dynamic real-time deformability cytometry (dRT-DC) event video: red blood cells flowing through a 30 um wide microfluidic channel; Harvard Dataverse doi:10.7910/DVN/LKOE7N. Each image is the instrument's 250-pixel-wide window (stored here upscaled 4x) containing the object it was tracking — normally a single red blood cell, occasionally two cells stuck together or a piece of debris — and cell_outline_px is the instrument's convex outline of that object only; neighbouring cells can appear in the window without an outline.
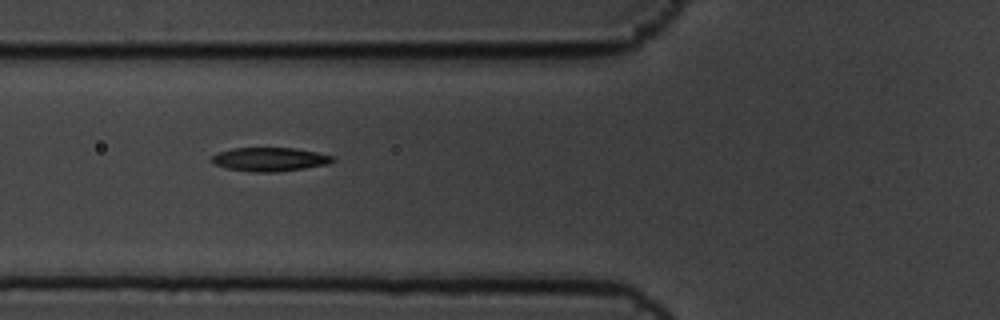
{"species": "common noctule bat (a hibernating species)", "species_latin": "Nyctalus noctula", "temperature_condition": "cold", "stored_images_in_passage": 6, "camera_frame_rate_fps": 3000, "um_per_image_px": 0.085, "animal": {"sex": "male", "body_mass_g": 19.5, "forearm_length_mm": 54.6}, "frame": {"image": 1, "passage_image": 2, "time_ms": 0.333, "image_size_px": [1000, 320], "cell_outline_px": [[336, 160], [328, 164], [304, 168], [276, 172], [252, 172], [228, 168], [212, 164], [212, 156], [220, 152], [232, 148], [296, 148], [316, 152], [332, 156]], "centroid_in_image_um": [22.93, 13.54], "position_along_channel_um": 102.9, "area_um2": 16.65}}
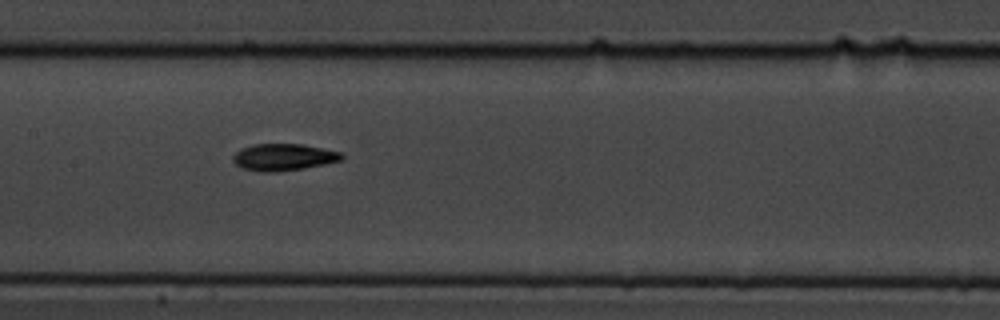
{"frame": {"image": 2, "passage_image": 4, "time_ms": 1.0, "image_size_px": [1000, 320], "cell_outline_px": [[344, 160], [304, 168], [276, 172], [260, 172], [240, 168], [232, 160], [232, 156], [240, 148], [252, 144], [304, 144], [344, 152]], "centroid_in_image_um": [24.12, 13.35], "position_along_channel_um": 183.3, "area_um2": 17.4}}
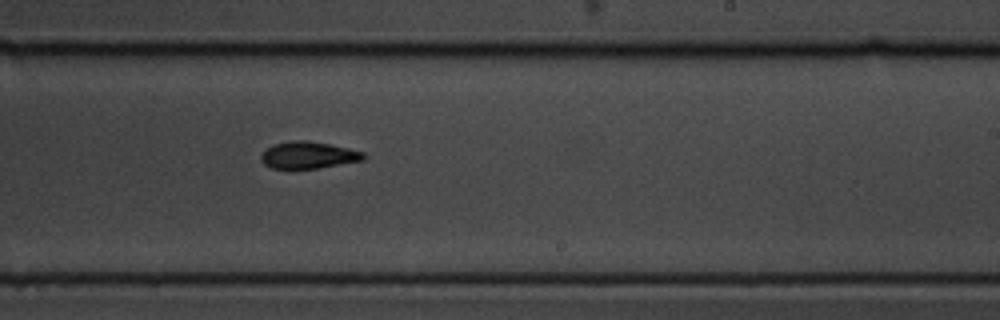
{"frame": {"image": 3, "passage_image": 6, "time_ms": 1.667, "image_size_px": [1000, 320], "cell_outline_px": [[364, 160], [320, 168], [272, 168], [264, 164], [260, 160], [260, 156], [272, 144], [292, 140], [308, 140], [348, 148], [364, 152]], "centroid_in_image_um": [26.2, 13.18], "position_along_channel_um": 262.8, "area_um2": 16.01}}